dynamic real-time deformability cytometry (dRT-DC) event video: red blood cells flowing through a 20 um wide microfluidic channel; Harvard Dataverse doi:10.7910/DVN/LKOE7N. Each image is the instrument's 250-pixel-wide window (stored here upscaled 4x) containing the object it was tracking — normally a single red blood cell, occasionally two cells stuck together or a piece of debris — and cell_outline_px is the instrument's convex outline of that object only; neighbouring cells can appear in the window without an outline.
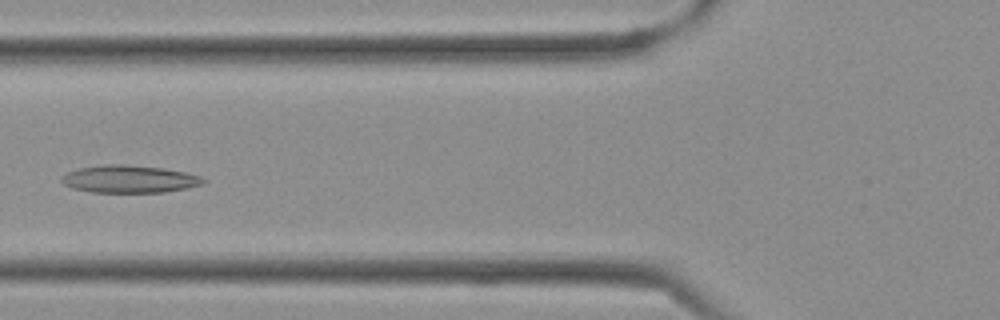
{"species": "Egyptian fruit bat (a non-hibernating species)", "species_latin": "Rousettus aegyptiacus", "temperature_condition": "cold", "stored_images_in_passage": 36, "camera_frame_rate_fps": 3000, "um_per_image_px": 0.085, "frame": {"image": 1, "passage_image": 13, "time_ms": 4.0, "image_size_px": [1000, 320], "cell_outline_px": [[208, 180], [204, 184], [188, 188], [164, 192], [92, 192], [72, 188], [64, 184], [60, 180], [60, 176], [68, 172], [80, 168], [104, 164], [124, 164], [164, 168], [184, 172], [200, 176]], "centroid_in_image_um": [11.01, 15.22], "position_along_channel_um": 114.8, "area_um2": 22.83}}
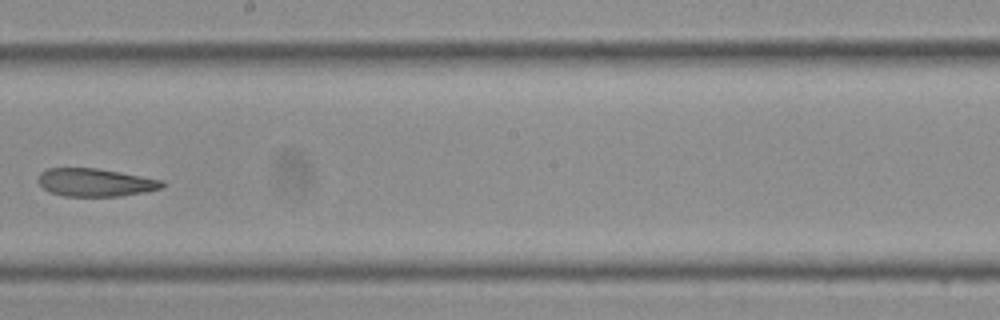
{"frame": {"image": 2, "passage_image": 20, "time_ms": 6.333, "image_size_px": [1000, 320], "cell_outline_px": [[164, 184], [160, 188], [144, 192], [120, 196], [64, 196], [52, 192], [44, 188], [36, 180], [36, 176], [40, 172], [48, 168], [96, 168], [120, 172], [164, 180]], "centroid_in_image_um": [8.07, 15.5], "position_along_channel_um": 240.1, "area_um2": 20.17}}
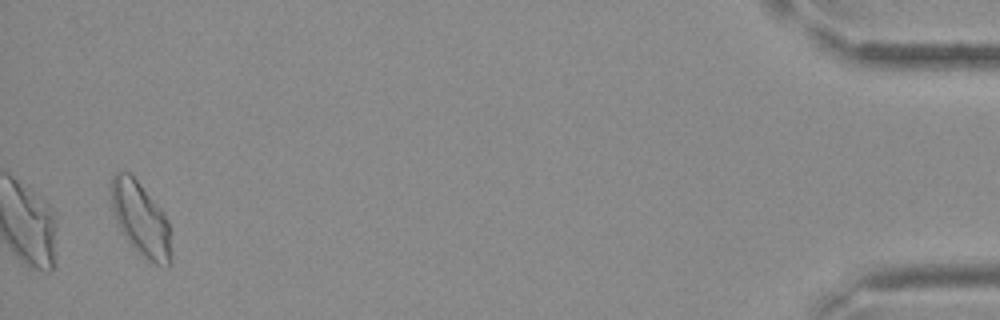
{"frame": {"image": 3, "passage_image": 35, "time_ms": 11.333, "image_size_px": [1000, 320], "cell_outline_px": [[172, 264], [168, 268], [156, 264], [148, 260], [124, 236], [116, 220], [112, 208], [108, 184], [112, 176], [116, 172], [132, 172], [160, 208], [168, 220], [172, 252]], "centroid_in_image_um": [11.96, 18.58], "position_along_channel_um": 423.2, "area_um2": 26.18}}